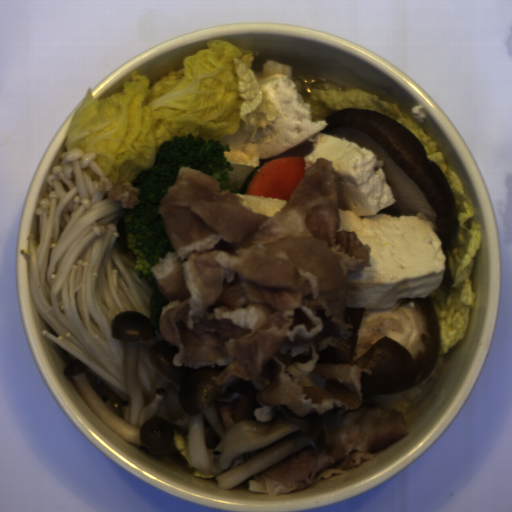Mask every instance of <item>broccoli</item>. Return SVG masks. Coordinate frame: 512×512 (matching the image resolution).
I'll return each instance as SVG.
<instances>
[{
	"mask_svg": "<svg viewBox=\"0 0 512 512\" xmlns=\"http://www.w3.org/2000/svg\"><path fill=\"white\" fill-rule=\"evenodd\" d=\"M222 140H203L173 136L157 150L154 166L139 170L131 184L139 188V205L124 211L126 240L128 249L137 255L134 268L137 277L154 282L152 272L159 258H167L168 253H177L160 211L161 203L168 194L171 185L176 184L182 167H188L205 173L219 181L222 190L242 193L259 170H254L243 184L239 180L230 186L232 163L225 152L232 149Z\"/></svg>",
	"mask_w": 512,
	"mask_h": 512,
	"instance_id": "obj_1",
	"label": "broccoli"
}]
</instances>
